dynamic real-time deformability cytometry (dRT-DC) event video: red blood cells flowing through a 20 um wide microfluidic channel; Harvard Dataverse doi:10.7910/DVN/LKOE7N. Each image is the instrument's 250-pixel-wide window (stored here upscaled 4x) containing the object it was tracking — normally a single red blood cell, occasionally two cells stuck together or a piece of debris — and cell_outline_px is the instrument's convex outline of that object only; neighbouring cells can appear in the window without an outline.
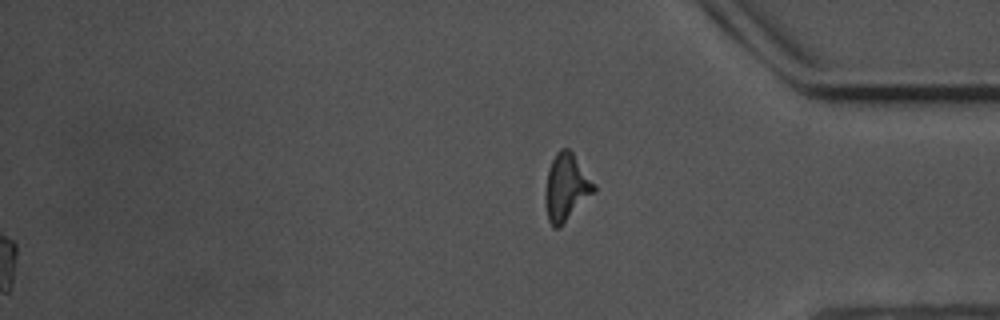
{"species": "common noctule bat (a hibernating species)", "species_latin": "Nyctalus noctula", "temperature_condition": "warm", "stored_images_in_passage": 58, "segment_of_instrument_passage": [2, 2], "camera_frame_rate_fps": 3000, "um_per_image_px": 0.085, "animal": {"sex": "male", "body_mass_g": 17.5, "forearm_length_mm": 52.3}, "frame": {"image": 1, "passage_image": 58, "time_ms": 19.0, "image_size_px": [1000, 320], "cell_outline_px": [[596, 192], [560, 228], [552, 228], [548, 220], [544, 200], [544, 192], [548, 168], [556, 152], [560, 148], [568, 148], [572, 152], [596, 184]], "centroid_in_image_um": [48.13, 15.96], "position_along_channel_um": 387.1, "area_um2": 19.54}}